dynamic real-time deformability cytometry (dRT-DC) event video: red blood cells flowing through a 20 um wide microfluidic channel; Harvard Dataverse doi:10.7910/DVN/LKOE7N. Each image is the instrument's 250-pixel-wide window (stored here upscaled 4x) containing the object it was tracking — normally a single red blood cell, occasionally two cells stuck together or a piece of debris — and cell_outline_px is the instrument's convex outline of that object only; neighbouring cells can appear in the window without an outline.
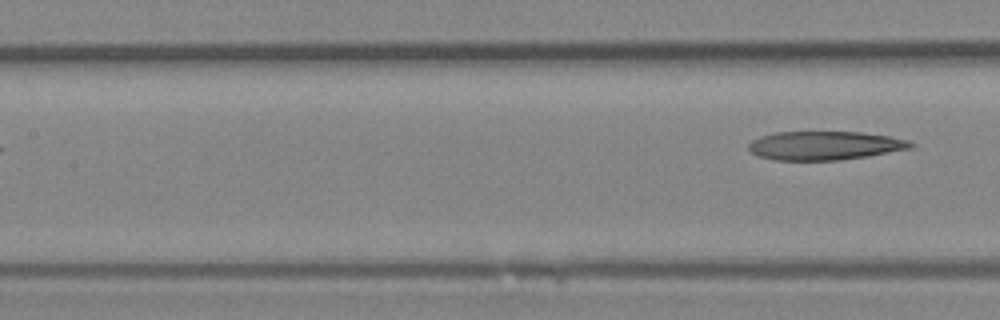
{"species": "Egyptian fruit bat (a non-hibernating species)", "species_latin": "Rousettus aegyptiacus", "temperature_condition": "room temperature", "stored_images_in_passage": 6, "segment_of_instrument_passage": [2, 2], "camera_frame_rate_fps": 3000, "um_per_image_px": 0.085, "animal": {"sex": "female"}, "frame": {"image": 1, "passage_image": 6, "time_ms": 6.667, "image_size_px": [1000, 320], "cell_outline_px": [[916, 144], [912, 148], [868, 156], [840, 160], [776, 160], [756, 156], [748, 148], [748, 144], [752, 140], [760, 136], [776, 132], [860, 132], [888, 136], [908, 140]], "centroid_in_image_um": [70.09, 12.37], "position_along_channel_um": 137.3, "area_um2": 27.17}}